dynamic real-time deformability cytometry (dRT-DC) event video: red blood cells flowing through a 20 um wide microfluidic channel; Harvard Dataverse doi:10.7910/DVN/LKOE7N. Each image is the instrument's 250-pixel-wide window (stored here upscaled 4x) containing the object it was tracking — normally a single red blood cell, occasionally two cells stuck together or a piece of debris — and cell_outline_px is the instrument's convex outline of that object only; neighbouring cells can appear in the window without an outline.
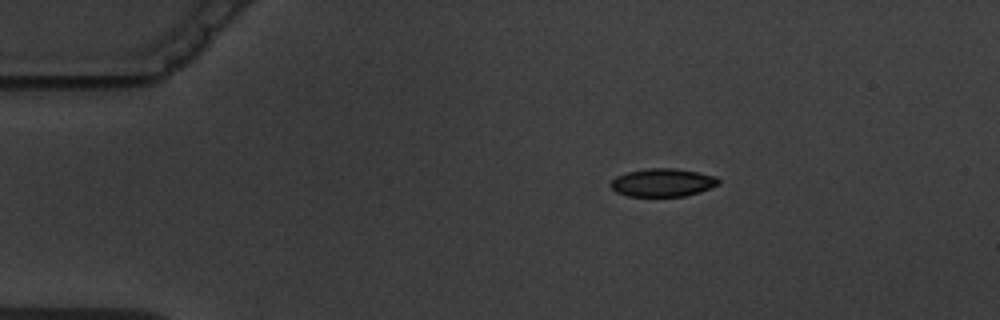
{"species": "common noctule bat (a hibernating species)", "species_latin": "Nyctalus noctula", "temperature_condition": "warm", "stored_images_in_passage": 3, "camera_frame_rate_fps": 3000, "um_per_image_px": 0.085, "animal": {"sex": "male", "body_mass_g": 19.5, "forearm_length_mm": 54.6}, "frame": {"image": 1, "passage_image": 1, "time_ms": 0.0, "image_size_px": [1000, 320], "cell_outline_px": [[720, 184], [700, 192], [684, 196], [628, 196], [616, 192], [608, 184], [616, 176], [628, 172], [648, 168], [676, 168], [716, 176], [720, 180]], "centroid_in_image_um": [56.33, 15.52], "position_along_channel_um": 28.7, "area_um2": 17.69}}